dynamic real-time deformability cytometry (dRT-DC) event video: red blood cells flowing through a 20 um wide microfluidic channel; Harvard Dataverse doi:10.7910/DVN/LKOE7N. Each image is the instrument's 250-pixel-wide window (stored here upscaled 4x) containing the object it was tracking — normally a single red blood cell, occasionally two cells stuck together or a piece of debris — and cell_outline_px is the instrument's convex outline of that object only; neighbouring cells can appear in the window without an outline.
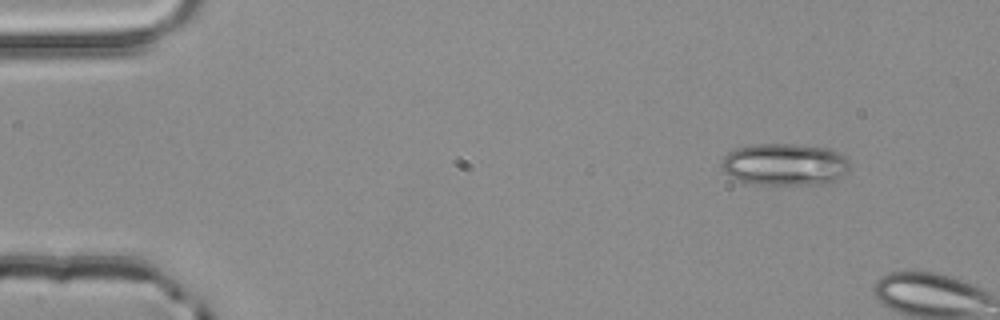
{"species": "common noctule bat (a hibernating species)", "species_latin": "Nyctalus noctula", "temperature_condition": "room temperature", "stored_images_in_passage": 2, "camera_frame_rate_fps": 3000, "um_per_image_px": 0.085, "animal": {"sex": "male", "body_mass_g": 20.4}, "frame": {"image": 1, "passage_image": 1, "time_ms": 0.0, "image_size_px": [1000, 320], "cell_outline_px": [[848, 168], [840, 176], [828, 184], [760, 184], [740, 180], [728, 176], [724, 172], [724, 156], [728, 152], [736, 148], [756, 144], [796, 144], [828, 148], [844, 156], [848, 160]], "centroid_in_image_um": [66.7, 13.97], "position_along_channel_um": 18.3, "area_um2": 30.98}}